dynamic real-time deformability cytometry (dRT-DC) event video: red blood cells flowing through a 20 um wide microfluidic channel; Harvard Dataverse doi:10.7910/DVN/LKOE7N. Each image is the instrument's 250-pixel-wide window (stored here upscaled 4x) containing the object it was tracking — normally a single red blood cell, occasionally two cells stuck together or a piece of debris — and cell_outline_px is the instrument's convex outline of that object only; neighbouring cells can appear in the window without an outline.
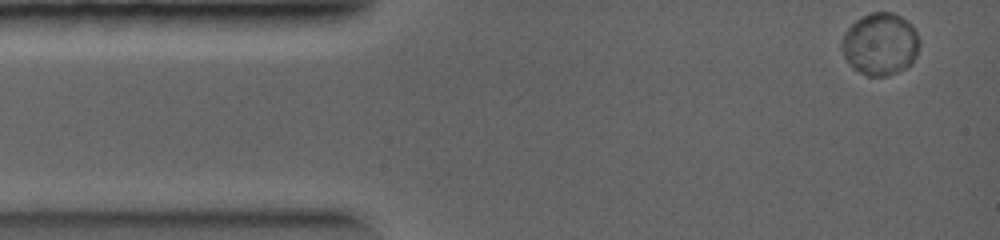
{"species": "common noctule bat (a hibernating species)", "species_latin": "Nyctalus noctula", "temperature_condition": "warm", "stored_images_in_passage": 5, "segment_of_instrument_passage": [1, 2], "camera_frame_rate_fps": 5000, "um_per_image_px": 0.085, "animal": {"sex": "female", "body_mass_g": 19.0, "forearm_length_mm": 56.7}, "frame": {"image": 1, "passage_image": 1, "time_ms": 0.0, "image_size_px": [1000, 240], "cell_outline_px": [[920, 44], [916, 56], [904, 68], [888, 76], [868, 76], [852, 68], [848, 64], [840, 48], [840, 40], [844, 32], [856, 20], [872, 12], [892, 12], [908, 20], [916, 28], [920, 40]], "centroid_in_image_um": [74.81, 3.73], "position_along_channel_um": 10.2, "area_um2": 28.5}}
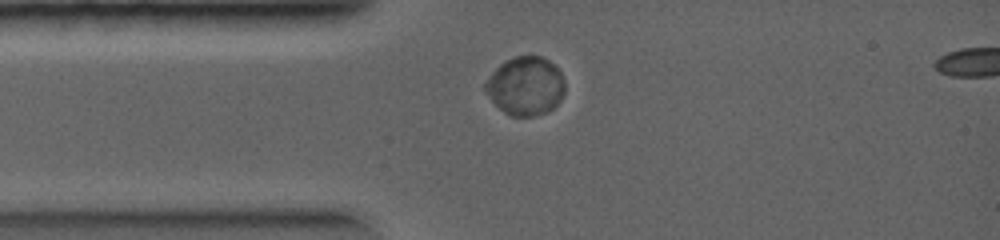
{"frame": {"image": 2, "passage_image": 4, "time_ms": 1.6, "image_size_px": [1000, 240], "cell_outline_px": [[564, 92], [560, 100], [548, 112], [532, 116], [508, 116], [484, 92], [484, 84], [492, 72], [500, 64], [516, 56], [540, 56], [548, 60], [560, 72], [564, 80]], "centroid_in_image_um": [44.65, 7.32], "position_along_channel_um": 40.3, "area_um2": 26.93}}